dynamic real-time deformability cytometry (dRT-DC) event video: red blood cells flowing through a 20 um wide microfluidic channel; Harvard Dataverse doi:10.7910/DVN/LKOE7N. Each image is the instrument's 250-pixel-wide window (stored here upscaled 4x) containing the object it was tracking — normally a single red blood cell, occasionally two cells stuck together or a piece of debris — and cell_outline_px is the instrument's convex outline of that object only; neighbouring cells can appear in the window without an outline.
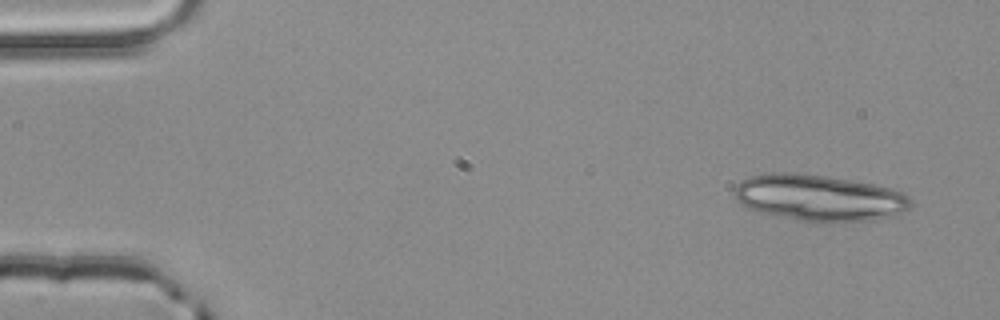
{"species": "common noctule bat (a hibernating species)", "species_latin": "Nyctalus noctula", "temperature_condition": "room temperature", "stored_images_in_passage": 4, "camera_frame_rate_fps": 3000, "um_per_image_px": 0.085, "animal": {"sex": "male", "body_mass_g": 20.4}, "frame": {"image": 1, "passage_image": 1, "time_ms": 0.0, "image_size_px": [1000, 320], "cell_outline_px": [[912, 204], [908, 208], [900, 212], [888, 216], [872, 220], [828, 224], [796, 220], [776, 216], [760, 212], [748, 208], [740, 204], [736, 200], [732, 192], [736, 184], [748, 176], [772, 172], [792, 172], [824, 176], [872, 184], [904, 192], [912, 200]], "centroid_in_image_um": [69.56, 16.83], "position_along_channel_um": 15.4, "area_um2": 48.09}}